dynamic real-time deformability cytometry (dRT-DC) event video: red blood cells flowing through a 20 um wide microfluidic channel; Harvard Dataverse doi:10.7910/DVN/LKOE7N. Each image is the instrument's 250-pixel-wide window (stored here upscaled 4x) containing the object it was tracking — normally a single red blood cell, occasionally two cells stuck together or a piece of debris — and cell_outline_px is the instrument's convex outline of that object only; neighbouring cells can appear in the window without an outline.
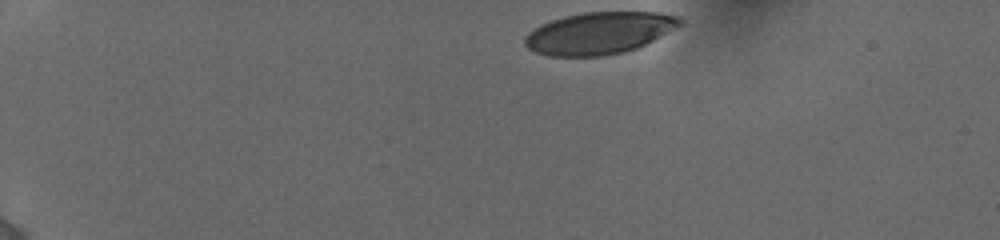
{"species": "human", "species_latin": "Homo sapiens", "temperature_condition": "cold", "stored_images_in_passage": 5, "camera_frame_rate_fps": 3000, "um_per_image_px": 0.085, "donor": {"sex": "female"}, "frame": {"image": 1, "passage_image": 1, "time_ms": 0.0, "image_size_px": [1000, 240], "cell_outline_px": [[684, 24], [636, 48], [624, 52], [600, 56], [548, 56], [536, 52], [528, 48], [524, 44], [524, 36], [528, 32], [552, 20], [564, 16], [584, 12], [660, 12], [676, 16], [684, 20]], "centroid_in_image_um": [50.94, 2.81], "position_along_channel_um": 34.1, "area_um2": 37.8}}
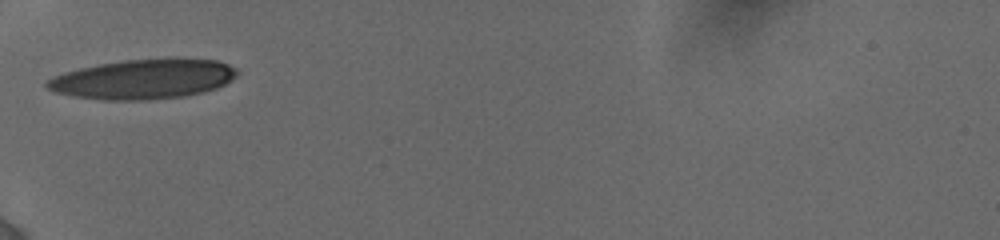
{"frame": {"image": 2, "passage_image": 4, "time_ms": 3.333, "image_size_px": [1000, 240], "cell_outline_px": [[240, 72], [232, 80], [216, 88], [204, 92], [184, 96], [144, 100], [104, 100], [72, 96], [56, 92], [44, 88], [44, 80], [52, 76], [64, 72], [96, 64], [124, 60], [176, 56], [184, 56], [216, 60], [228, 64], [236, 68]], "centroid_in_image_um": [12.19, 6.69], "position_along_channel_um": 72.8, "area_um2": 45.2}}
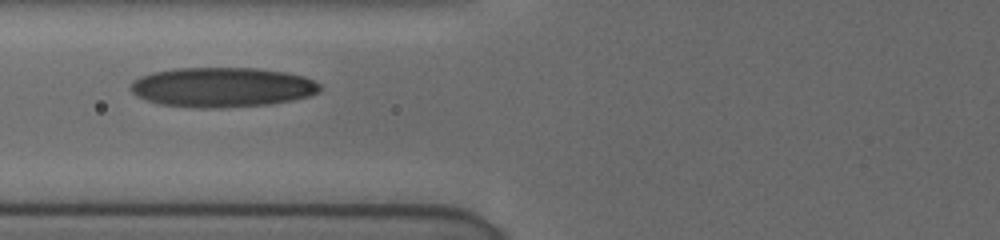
{"frame": {"image": 3, "passage_image": 5, "time_ms": 4.333, "image_size_px": [1000, 240], "cell_outline_px": [[320, 92], [308, 96], [292, 100], [272, 104], [220, 108], [196, 108], [160, 104], [136, 96], [128, 88], [132, 80], [140, 76], [152, 72], [176, 68], [260, 68], [284, 72], [304, 76], [320, 84]], "centroid_in_image_um": [18.85, 7.41], "position_along_channel_um": 106.9, "area_um2": 44.16}}